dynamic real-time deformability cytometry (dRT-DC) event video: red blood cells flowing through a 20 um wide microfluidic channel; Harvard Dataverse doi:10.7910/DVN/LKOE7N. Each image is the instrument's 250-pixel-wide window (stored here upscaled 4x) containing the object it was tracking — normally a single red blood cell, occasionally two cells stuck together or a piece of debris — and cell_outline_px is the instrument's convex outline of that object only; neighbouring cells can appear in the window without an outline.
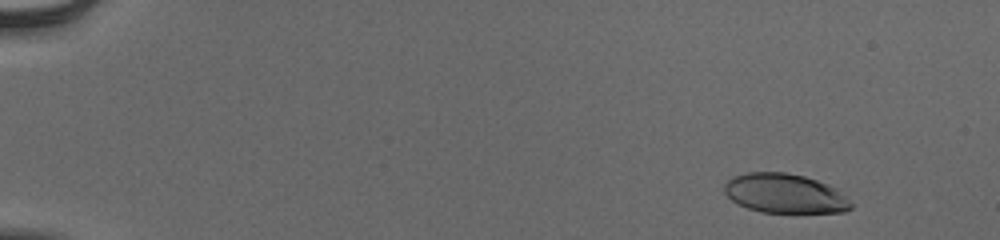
{"species": "human", "species_latin": "Homo sapiens", "temperature_condition": "cold", "stored_images_in_passage": 57, "camera_frame_rate_fps": 3000, "um_per_image_px": 0.085, "donor": {"sex": "male"}, "frame": {"image": 1, "passage_image": 7, "time_ms": 2.0, "image_size_px": [1000, 240], "cell_outline_px": [[852, 208], [844, 212], [760, 212], [748, 208], [732, 200], [724, 192], [724, 184], [732, 176], [748, 172], [784, 172], [804, 176], [816, 180], [836, 188], [852, 204]], "centroid_in_image_um": [66.69, 16.44], "position_along_channel_um": 18.3, "area_um2": 28.84}}
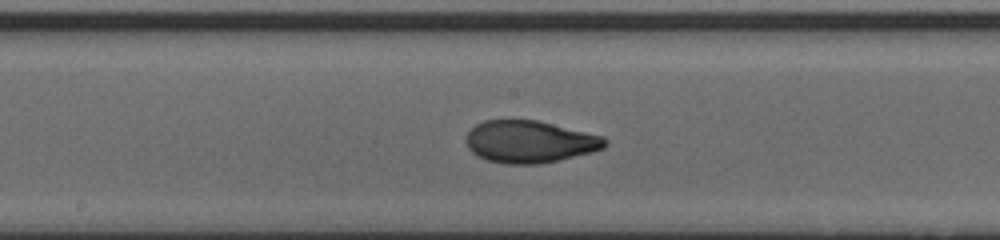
{"frame": {"image": 2, "passage_image": 33, "time_ms": 10.667, "image_size_px": [1000, 240], "cell_outline_px": [[608, 144], [604, 148], [592, 152], [540, 164], [504, 164], [488, 160], [472, 152], [468, 148], [464, 140], [468, 132], [476, 124], [484, 120], [536, 120], [604, 136], [608, 140]], "centroid_in_image_um": [45.03, 12.04], "position_along_channel_um": 203.2, "area_um2": 34.16}}
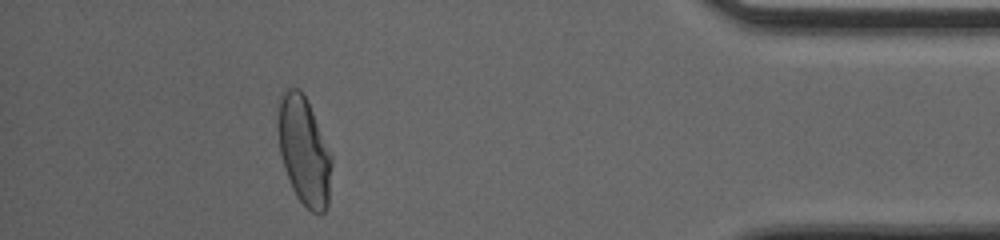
{"frame": {"image": 3, "passage_image": 52, "time_ms": 17.0, "image_size_px": [1000, 240], "cell_outline_px": [[332, 164], [328, 204], [324, 212], [320, 216], [312, 212], [296, 196], [292, 188], [280, 152], [276, 124], [276, 104], [280, 96], [288, 88], [300, 88], [312, 112], [332, 156]], "centroid_in_image_um": [25.82, 12.81], "position_along_channel_um": 409.4, "area_um2": 33.87}, "authors_computed_cell_mechanics": {"area_um2": 33.3506, "velocity_mm_per_s": 3.889, "shape_relaxation_time_tau1_ms": 4.8134, "shape_relaxation_time_tau2_ms": 0.8347, "deformation_change_tau1": 0.2019, "deformation_change_tau2": 0.0565}}